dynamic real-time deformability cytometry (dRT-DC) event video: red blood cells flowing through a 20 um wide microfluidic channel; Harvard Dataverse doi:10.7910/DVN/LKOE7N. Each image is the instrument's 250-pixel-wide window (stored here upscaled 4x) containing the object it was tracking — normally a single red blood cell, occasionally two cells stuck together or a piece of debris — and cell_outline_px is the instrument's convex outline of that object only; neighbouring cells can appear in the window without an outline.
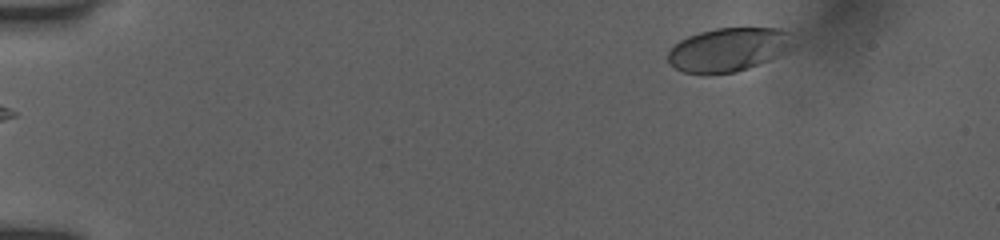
{"species": "human", "species_latin": "Homo sapiens", "temperature_condition": "room temperature", "stored_images_in_passage": 47, "camera_frame_rate_fps": 3000, "um_per_image_px": 0.085, "donor": {"sex": "female"}, "frame": {"image": 1, "passage_image": 1, "time_ms": 0.0, "image_size_px": [1000, 240], "cell_outline_px": [[788, 32], [772, 56], [768, 60], [748, 68], [736, 72], [684, 72], [676, 68], [668, 60], [668, 52], [680, 40], [688, 36], [700, 32], [716, 28], [780, 28]], "centroid_in_image_um": [61.68, 4.2], "position_along_channel_um": 23.3, "area_um2": 29.59}}
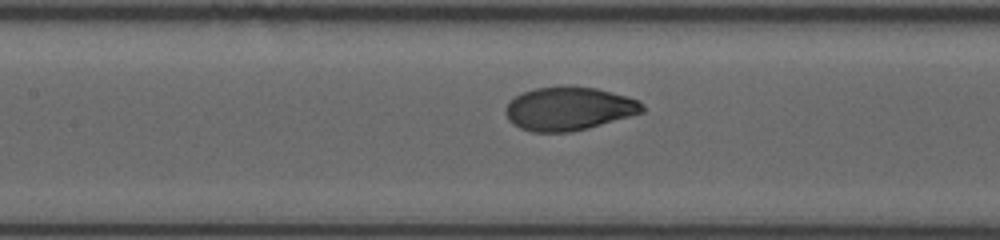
{"frame": {"image": 2, "passage_image": 20, "time_ms": 6.333, "image_size_px": [1000, 240], "cell_outline_px": [[644, 112], [588, 128], [572, 132], [532, 132], [520, 128], [512, 124], [508, 120], [504, 112], [504, 108], [508, 100], [524, 92], [536, 88], [560, 84], [572, 84], [596, 88], [640, 100], [644, 104]], "centroid_in_image_um": [48.32, 9.21], "position_along_channel_um": 159.1, "area_um2": 35.32}}
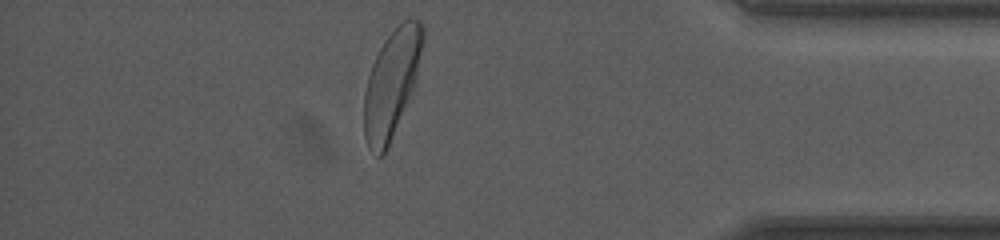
{"frame": {"image": 3, "passage_image": 41, "time_ms": 13.333, "image_size_px": [1000, 240], "cell_outline_px": [[424, 40], [416, 84], [388, 148], [380, 156], [376, 156], [368, 148], [364, 136], [364, 92], [368, 76], [372, 64], [380, 48], [388, 36], [404, 20], [420, 20], [424, 24]], "centroid_in_image_um": [33.3, 7.13], "position_along_channel_um": 401.9, "area_um2": 36.93}, "authors_computed_cell_mechanics": {"area_um2": 34.7378, "velocity_mm_per_s": 3.881, "shape_relaxation_time_tau1_ms": 2.3915, "shape_relaxation_time_tau2_ms": null, "deformation_change_tau1": 0.1597, "deformation_change_tau2": null}}